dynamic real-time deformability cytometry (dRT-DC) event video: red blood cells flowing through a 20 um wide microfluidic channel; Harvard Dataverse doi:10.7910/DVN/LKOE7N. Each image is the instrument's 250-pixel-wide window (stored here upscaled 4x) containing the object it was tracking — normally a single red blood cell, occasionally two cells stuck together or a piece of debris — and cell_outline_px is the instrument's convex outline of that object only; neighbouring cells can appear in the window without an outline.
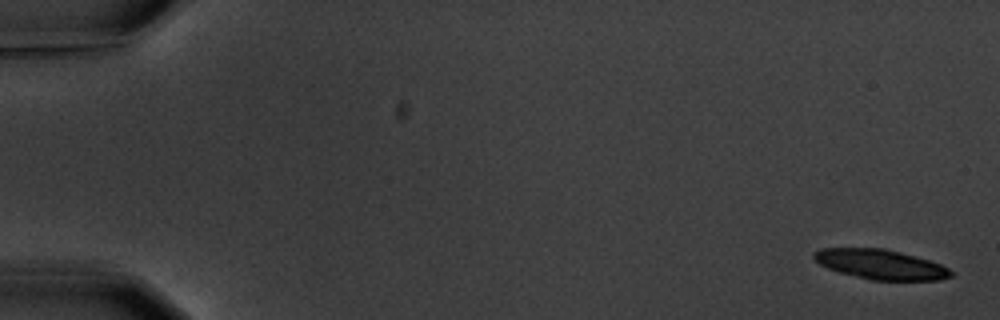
{"species": "common noctule bat (a hibernating species)", "species_latin": "Nyctalus noctula", "temperature_condition": "warm", "stored_images_in_passage": 7, "camera_frame_rate_fps": 3000, "um_per_image_px": 0.085, "animal": {"sex": "male", "body_mass_g": 20.1, "forearm_length_mm": 53.5}, "frame": {"image": 1, "passage_image": 1, "time_ms": 0.0, "image_size_px": [1000, 320], "cell_outline_px": [[952, 276], [940, 280], [872, 280], [840, 272], [828, 268], [820, 264], [812, 256], [812, 252], [820, 248], [884, 248], [900, 252], [928, 260], [940, 264], [948, 268], [952, 272]], "centroid_in_image_um": [74.83, 22.46], "position_along_channel_um": 10.2, "area_um2": 23.58}}